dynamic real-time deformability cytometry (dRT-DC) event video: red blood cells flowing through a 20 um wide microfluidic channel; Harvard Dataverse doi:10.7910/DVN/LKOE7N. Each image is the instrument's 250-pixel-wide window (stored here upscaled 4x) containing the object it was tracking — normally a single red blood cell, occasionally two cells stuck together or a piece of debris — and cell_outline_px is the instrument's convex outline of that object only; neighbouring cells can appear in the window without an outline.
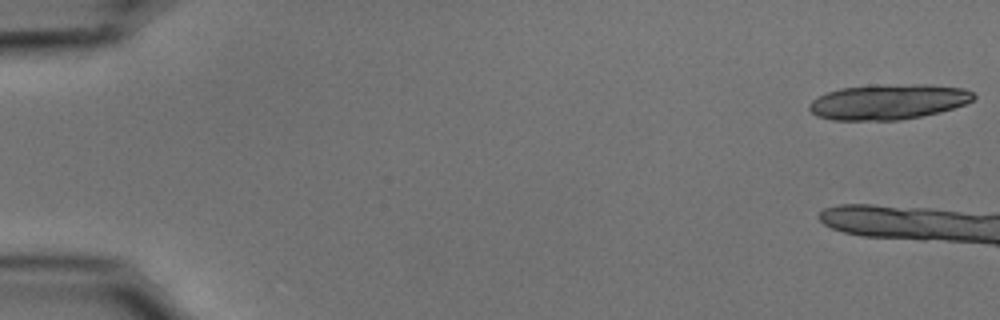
{"species": "common noctule bat (a hibernating species)", "species_latin": "Nyctalus noctula", "temperature_condition": "cold", "stored_images_in_passage": 9, "camera_frame_rate_fps": 3000, "um_per_image_px": 0.085, "animal": {"sex": "male", "body_mass_g": 15.6}, "frame": {"image": 1, "passage_image": 1, "time_ms": 0.0, "image_size_px": [1000, 320], "cell_outline_px": [[976, 96], [972, 100], [964, 104], [940, 112], [900, 120], [832, 120], [816, 116], [808, 108], [808, 104], [812, 100], [828, 92], [840, 88], [880, 84], [928, 84], [964, 88], [972, 92]], "centroid_in_image_um": [75.49, 8.64], "position_along_channel_um": 9.5, "area_um2": 33.93}}